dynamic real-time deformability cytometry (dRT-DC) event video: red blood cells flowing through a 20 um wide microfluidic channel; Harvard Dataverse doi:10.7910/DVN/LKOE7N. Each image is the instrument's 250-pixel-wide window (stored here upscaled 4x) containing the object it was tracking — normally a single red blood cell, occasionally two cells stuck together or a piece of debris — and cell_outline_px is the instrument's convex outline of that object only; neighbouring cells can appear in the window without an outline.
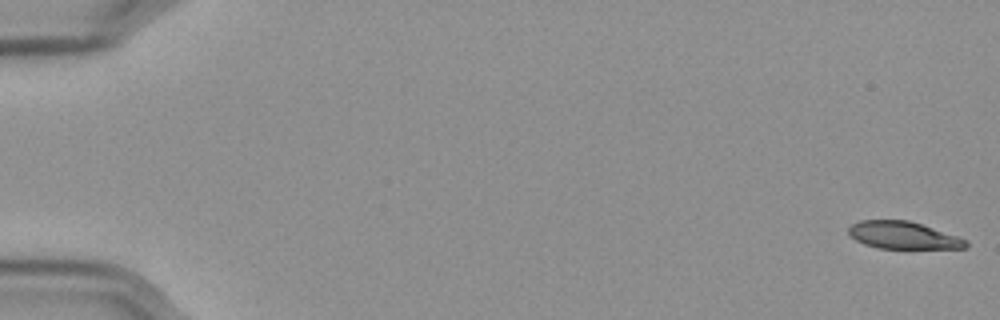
{"species": "Egyptian fruit bat (a non-hibernating species)", "species_latin": "Rousettus aegyptiacus", "temperature_condition": "cold", "stored_images_in_passage": 19, "camera_frame_rate_fps": 3000, "um_per_image_px": 0.085, "frame": {"image": 1, "passage_image": 1, "time_ms": 0.0, "image_size_px": [1000, 320], "cell_outline_px": [[968, 248], [876, 248], [864, 244], [856, 240], [848, 232], [848, 228], [852, 224], [860, 220], [908, 220], [968, 240]], "centroid_in_image_um": [76.75, 20.0], "position_along_channel_um": 8.3, "area_um2": 18.44}}